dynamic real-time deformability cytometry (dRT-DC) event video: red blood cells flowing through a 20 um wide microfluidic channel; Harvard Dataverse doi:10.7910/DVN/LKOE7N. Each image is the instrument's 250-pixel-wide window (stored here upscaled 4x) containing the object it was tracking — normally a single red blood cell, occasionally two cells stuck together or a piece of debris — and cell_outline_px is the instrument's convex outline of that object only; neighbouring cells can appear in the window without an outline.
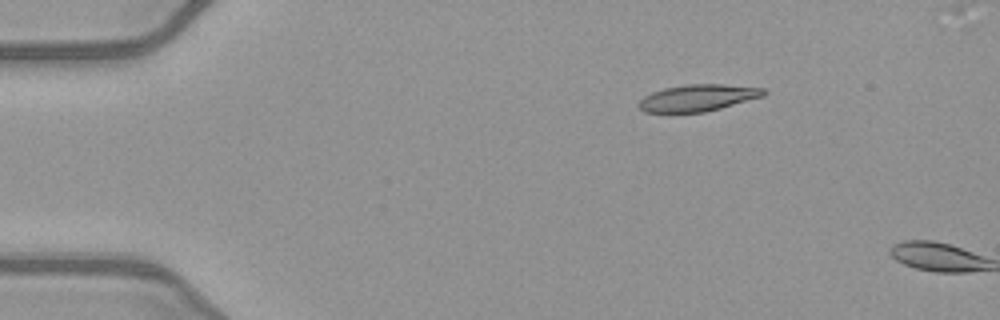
{"species": "common noctule bat (a hibernating species)", "species_latin": "Nyctalus noctula", "temperature_condition": "warm", "stored_images_in_passage": 2, "camera_frame_rate_fps": 3000, "um_per_image_px": 0.085, "animal": {"sex": "female", "body_mass_g": 21.9}, "frame": {"image": 1, "passage_image": 1, "time_ms": 0.0, "image_size_px": [1000, 320], "cell_outline_px": [[768, 92], [764, 96], [720, 108], [704, 112], [668, 116], [644, 112], [636, 104], [644, 96], [652, 92], [664, 88], [688, 84], [724, 84], [764, 88]], "centroid_in_image_um": [59.23, 8.36], "position_along_channel_um": 25.8, "area_um2": 20.29}}